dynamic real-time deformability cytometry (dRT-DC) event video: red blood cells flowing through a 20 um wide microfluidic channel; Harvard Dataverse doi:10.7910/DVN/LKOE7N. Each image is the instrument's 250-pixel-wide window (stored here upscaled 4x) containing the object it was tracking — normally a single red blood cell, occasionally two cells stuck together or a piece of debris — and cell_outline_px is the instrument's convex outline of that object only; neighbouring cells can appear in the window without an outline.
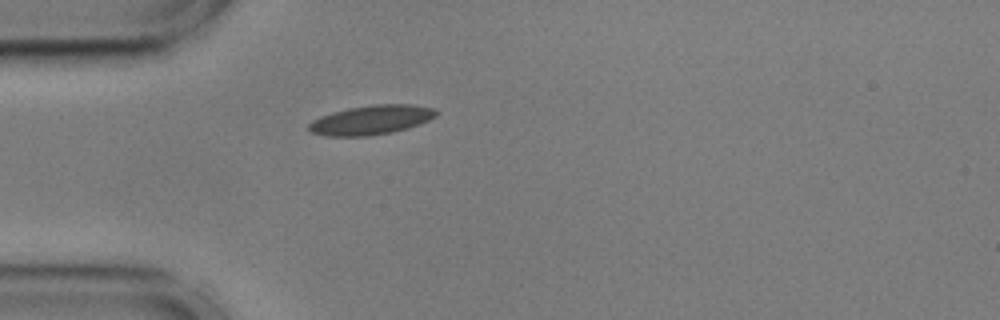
{"species": "common noctule bat (a hibernating species)", "species_latin": "Nyctalus noctula", "temperature_condition": "cold", "stored_images_in_passage": 41, "camera_frame_rate_fps": 3000, "um_per_image_px": 0.085, "animal": {"sex": "male", "body_mass_g": 17.9, "forearm_length_mm": 54.2}, "frame": {"image": 1, "passage_image": 1, "time_ms": 0.0, "image_size_px": [1000, 320], "cell_outline_px": [[440, 112], [436, 116], [420, 124], [408, 128], [392, 132], [368, 136], [324, 136], [312, 132], [308, 128], [308, 124], [312, 120], [320, 116], [332, 112], [348, 108], [372, 104], [412, 104], [436, 108]], "centroid_in_image_um": [31.58, 10.18], "position_along_channel_um": 53.4, "area_um2": 22.02}}
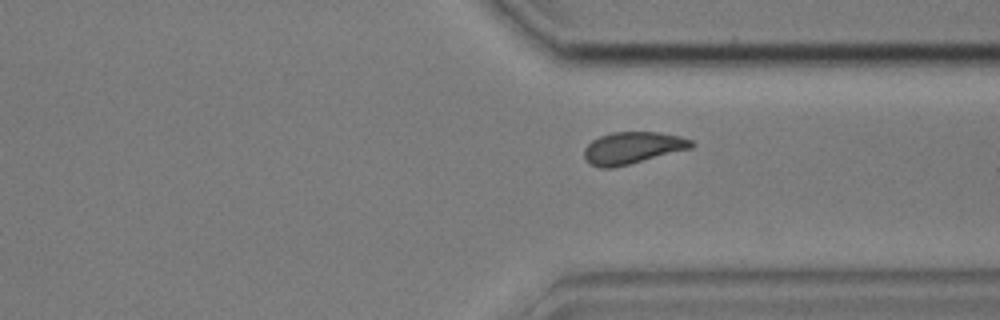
{"frame": {"image": 2, "passage_image": 27, "time_ms": 8.667, "image_size_px": [1000, 320], "cell_outline_px": [[696, 144], [692, 148], [612, 168], [600, 168], [588, 164], [584, 156], [584, 148], [592, 140], [600, 136], [612, 132], [660, 132], [680, 136], [692, 140]], "centroid_in_image_um": [53.76, 12.57], "position_along_channel_um": 357.6, "area_um2": 20.0}}
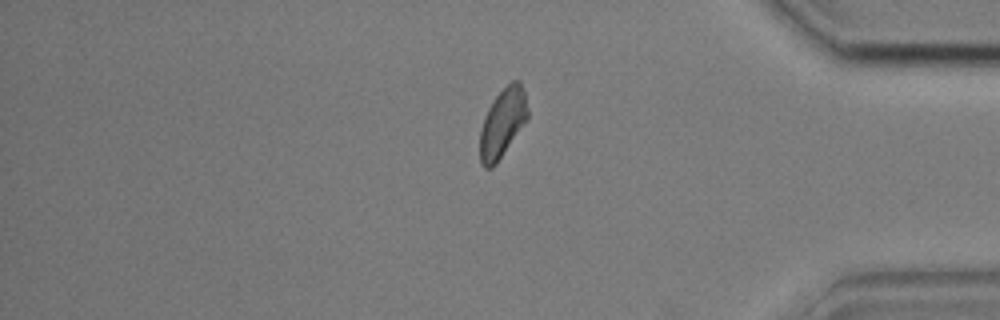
{"frame": {"image": 3, "passage_image": 32, "time_ms": 10.333, "image_size_px": [1000, 320], "cell_outline_px": [[528, 116], [496, 164], [492, 168], [484, 168], [480, 164], [480, 132], [484, 116], [492, 100], [512, 80], [520, 80], [524, 92], [528, 108]], "centroid_in_image_um": [42.69, 10.44], "position_along_channel_um": 392.5, "area_um2": 18.84}, "authors_computed_cell_mechanics": {"area_um2": 19.9988, "velocity_mm_per_s": 3.5864, "shape_relaxation_time_tau1_ms": 4.6453, "shape_relaxation_time_tau2_ms": 2.9048, "deformation_change_tau1": 0.0951, "deformation_change_tau2": 0.0725}}